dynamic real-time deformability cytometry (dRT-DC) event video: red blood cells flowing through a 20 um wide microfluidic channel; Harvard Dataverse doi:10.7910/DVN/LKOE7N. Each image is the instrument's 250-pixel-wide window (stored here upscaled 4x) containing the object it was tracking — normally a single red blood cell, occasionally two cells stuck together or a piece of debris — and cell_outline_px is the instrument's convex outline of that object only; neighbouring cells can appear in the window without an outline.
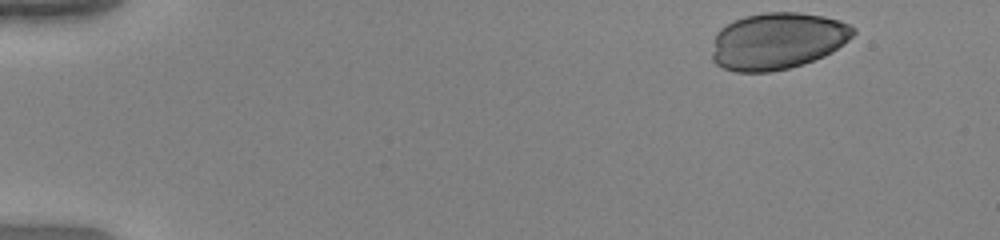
{"species": "human", "species_latin": "Homo sapiens", "temperature_condition": "warm", "stored_images_in_passage": 42, "camera_frame_rate_fps": 3000, "um_per_image_px": 0.085, "donor": {"sex": "female"}, "frame": {"image": 1, "passage_image": 1, "time_ms": 0.0, "image_size_px": [1000, 240], "cell_outline_px": [[856, 32], [848, 40], [832, 52], [824, 56], [804, 64], [788, 68], [768, 72], [736, 72], [724, 68], [716, 64], [712, 60], [712, 52], [716, 32], [720, 28], [744, 16], [764, 12], [796, 12], [824, 16], [840, 20], [856, 28]], "centroid_in_image_um": [66.09, 3.48], "position_along_channel_um": 18.9, "area_um2": 46.88}}
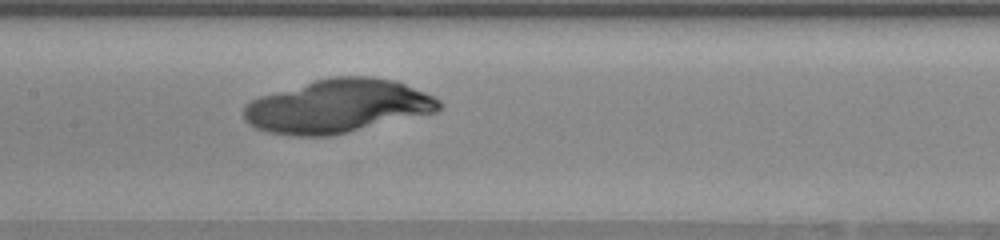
{"frame": {"image": 2, "passage_image": 23, "time_ms": 7.333, "image_size_px": [1000, 240], "cell_outline_px": [[444, 104], [436, 112], [348, 132], [328, 136], [292, 136], [268, 132], [256, 128], [248, 124], [244, 120], [244, 108], [252, 100], [260, 96], [316, 80], [332, 76], [372, 76], [396, 80], [424, 92], [440, 100]], "centroid_in_image_um": [28.72, 9.03], "position_along_channel_um": 178.7, "area_um2": 60.63}}
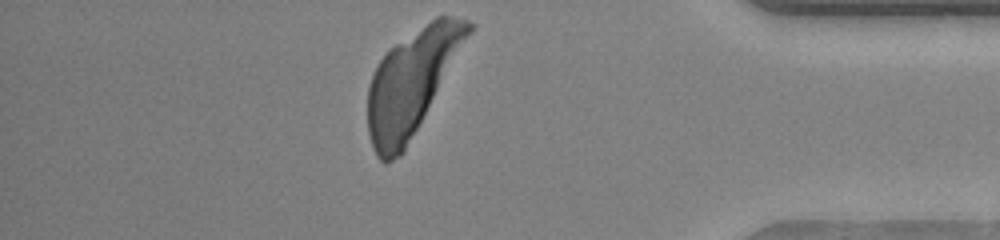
{"frame": {"image": 3, "passage_image": 42, "time_ms": 13.667, "image_size_px": [1000, 240], "cell_outline_px": [[476, 28], [404, 152], [400, 156], [384, 164], [376, 156], [372, 148], [368, 132], [368, 84], [380, 60], [396, 44], [436, 16], [448, 16], [468, 20], [476, 24]], "centroid_in_image_um": [35.04, 7.0], "position_along_channel_um": 400.2, "area_um2": 61.27}}